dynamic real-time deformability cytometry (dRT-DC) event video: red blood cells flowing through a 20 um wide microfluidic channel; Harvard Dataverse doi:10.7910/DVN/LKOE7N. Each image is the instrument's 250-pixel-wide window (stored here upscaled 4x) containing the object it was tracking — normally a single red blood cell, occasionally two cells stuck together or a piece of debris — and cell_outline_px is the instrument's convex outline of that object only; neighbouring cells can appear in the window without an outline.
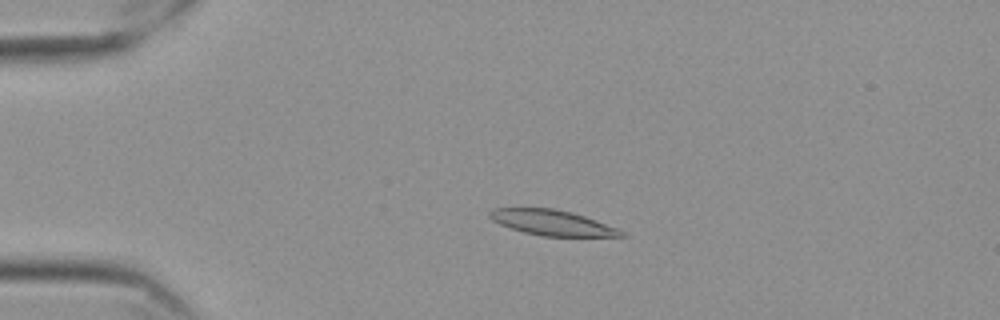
{"species": "Egyptian fruit bat (a non-hibernating species)", "species_latin": "Rousettus aegyptiacus", "temperature_condition": "cold", "stored_images_in_passage": 58, "camera_frame_rate_fps": 3000, "um_per_image_px": 0.085, "frame": {"image": 1, "passage_image": 13, "time_ms": 4.0, "image_size_px": [1000, 320], "cell_outline_px": [[628, 236], [540, 236], [524, 232], [500, 224], [492, 220], [488, 216], [488, 212], [492, 208], [552, 208], [572, 212], [584, 216], [616, 228], [624, 232]], "centroid_in_image_um": [46.88, 18.92], "position_along_channel_um": 38.1, "area_um2": 19.25}}
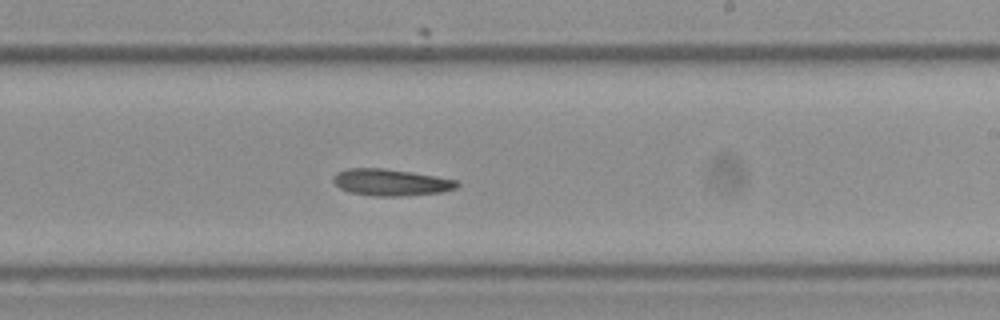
{"frame": {"image": 2, "passage_image": 35, "time_ms": 11.333, "image_size_px": [1000, 320], "cell_outline_px": [[460, 184], [456, 188], [440, 192], [400, 196], [372, 196], [352, 192], [340, 188], [332, 180], [332, 176], [336, 172], [348, 168], [384, 168], [412, 172], [460, 180]], "centroid_in_image_um": [33.23, 15.49], "position_along_channel_um": 255.8, "area_um2": 19.31}}
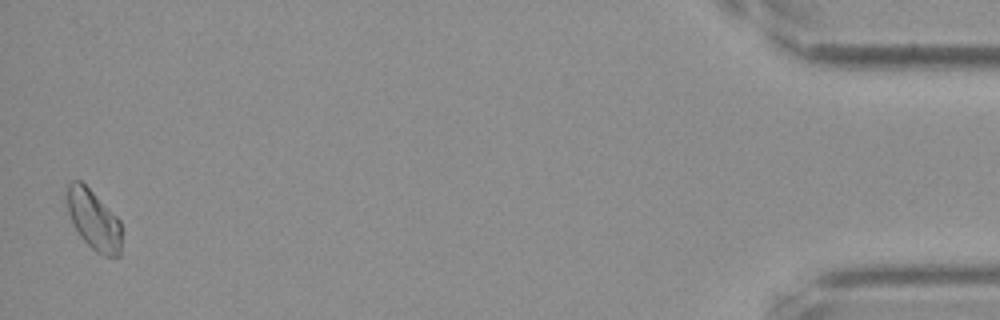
{"frame": {"image": 3, "passage_image": 57, "time_ms": 18.667, "image_size_px": [1000, 320], "cell_outline_px": [[120, 256], [104, 256], [96, 252], [80, 236], [72, 224], [68, 212], [68, 184], [72, 180], [80, 180], [120, 220]], "centroid_in_image_um": [7.96, 18.71], "position_along_channel_um": 427.2, "area_um2": 18.61}}